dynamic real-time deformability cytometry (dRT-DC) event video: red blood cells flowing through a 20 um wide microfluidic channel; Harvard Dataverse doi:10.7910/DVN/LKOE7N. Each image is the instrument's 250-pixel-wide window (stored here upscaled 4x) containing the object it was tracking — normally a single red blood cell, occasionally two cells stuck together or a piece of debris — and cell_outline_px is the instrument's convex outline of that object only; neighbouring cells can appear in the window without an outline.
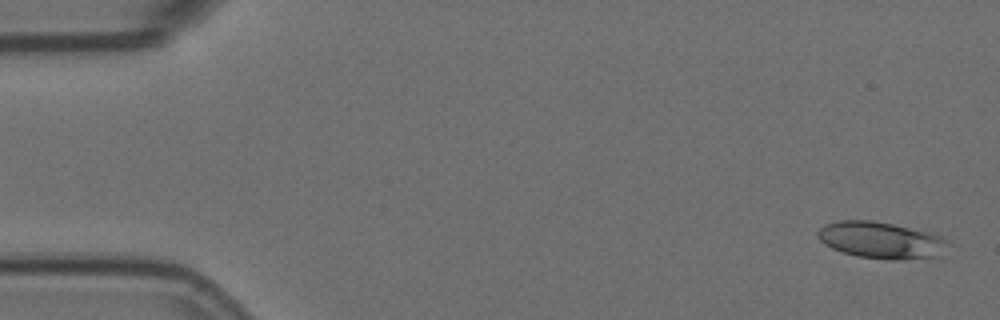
{"species": "Egyptian fruit bat (a non-hibernating species)", "species_latin": "Rousettus aegyptiacus", "temperature_condition": "room temperature", "stored_images_in_passage": 10, "camera_frame_rate_fps": 3000, "um_per_image_px": 0.085, "animal": {"sex": "female"}, "frame": {"image": 1, "passage_image": 2, "time_ms": 0.333, "image_size_px": [1000, 320], "cell_outline_px": [[944, 240], [940, 256], [900, 260], [888, 260], [856, 256], [832, 248], [820, 240], [816, 236], [816, 232], [824, 224], [840, 220], [872, 220], [892, 224], [928, 232], [940, 236]], "centroid_in_image_um": [74.79, 20.41], "position_along_channel_um": 10.2, "area_um2": 27.4}}